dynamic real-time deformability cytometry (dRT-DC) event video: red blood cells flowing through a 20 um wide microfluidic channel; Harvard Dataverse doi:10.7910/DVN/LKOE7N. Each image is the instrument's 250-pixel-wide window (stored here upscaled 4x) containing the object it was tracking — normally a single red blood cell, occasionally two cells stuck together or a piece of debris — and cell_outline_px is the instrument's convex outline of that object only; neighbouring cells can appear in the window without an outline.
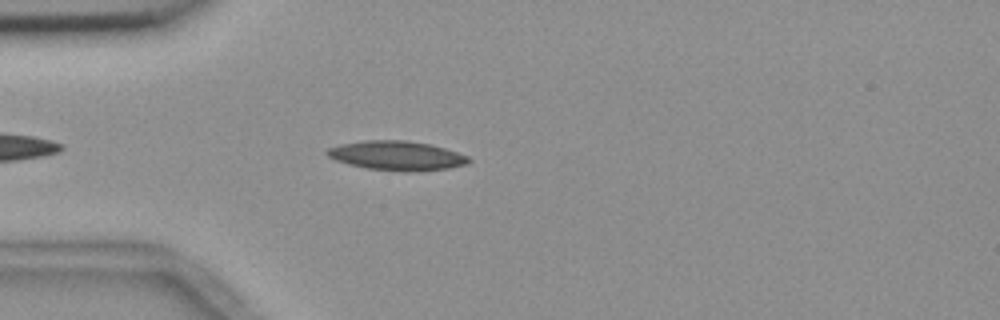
{"species": "common noctule bat (a hibernating species)", "species_latin": "Nyctalus noctula", "temperature_condition": "room temperature", "stored_images_in_passage": 24, "camera_frame_rate_fps": 3000, "um_per_image_px": 0.085, "animal": {"sex": "female", "body_mass_g": 18.4}, "frame": {"image": 1, "passage_image": 6, "time_ms": 1.667, "image_size_px": [1000, 320], "cell_outline_px": [[472, 160], [464, 164], [448, 168], [408, 172], [404, 172], [368, 168], [348, 164], [336, 160], [328, 156], [324, 152], [328, 148], [340, 144], [364, 140], [408, 140], [432, 144], [468, 156]], "centroid_in_image_um": [33.7, 13.22], "position_along_channel_um": 51.3, "area_um2": 24.16}}
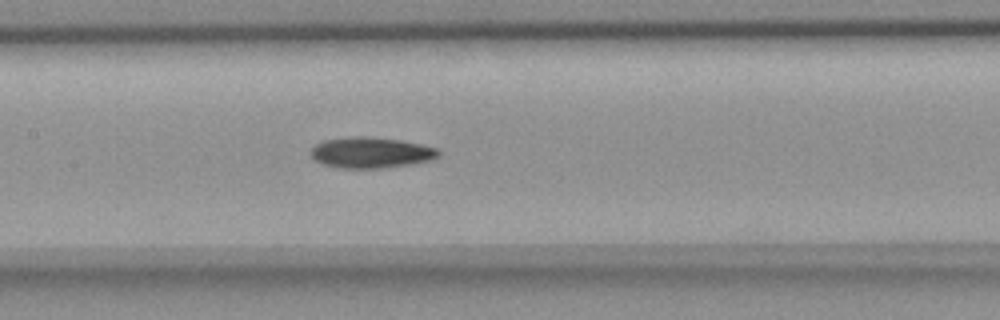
{"frame": {"image": 2, "passage_image": 17, "time_ms": 5.333, "image_size_px": [1000, 320], "cell_outline_px": [[440, 156], [432, 160], [412, 164], [384, 168], [336, 168], [312, 160], [308, 152], [316, 144], [324, 140], [360, 136], [364, 136], [400, 140], [420, 144], [436, 148], [440, 152]], "centroid_in_image_um": [31.51, 12.99], "position_along_channel_um": 175.9, "area_um2": 23.12}}
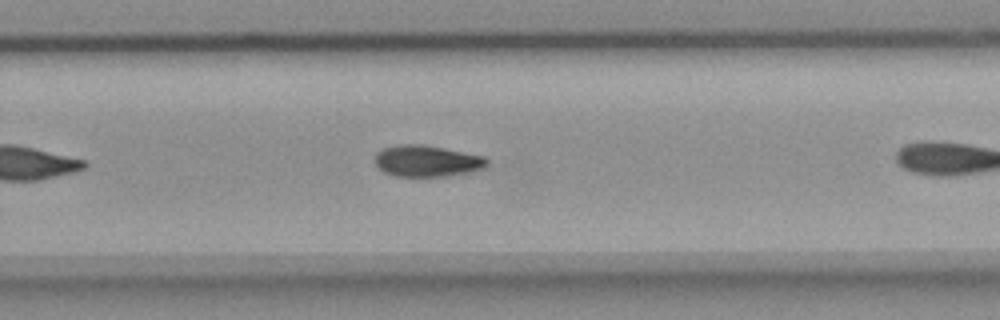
{"frame": {"image": 3, "passage_image": 23, "time_ms": 7.333, "image_size_px": [1000, 320], "cell_outline_px": [[488, 164], [484, 168], [472, 172], [448, 176], [396, 176], [384, 172], [376, 164], [376, 152], [384, 148], [400, 144], [420, 144], [484, 156], [488, 160]], "centroid_in_image_um": [36.31, 13.69], "position_along_channel_um": 293.5, "area_um2": 20.35}}